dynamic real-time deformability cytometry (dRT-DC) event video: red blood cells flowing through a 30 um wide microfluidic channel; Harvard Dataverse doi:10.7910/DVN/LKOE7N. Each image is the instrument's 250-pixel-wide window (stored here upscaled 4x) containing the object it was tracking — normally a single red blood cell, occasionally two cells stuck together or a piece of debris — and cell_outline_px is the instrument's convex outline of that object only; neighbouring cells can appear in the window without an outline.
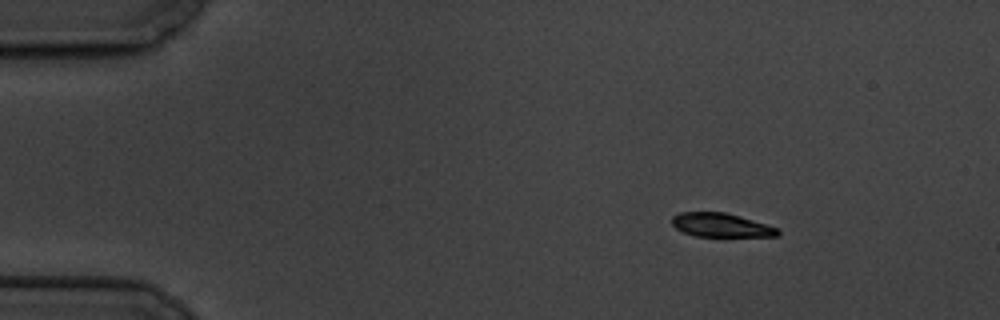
{"species": "common noctule bat (a hibernating species)", "species_latin": "Nyctalus noctula", "temperature_condition": "cold", "stored_images_in_passage": 6, "camera_frame_rate_fps": 3000, "um_per_image_px": 0.085, "animal": {"sex": "male", "body_mass_g": 19.5, "forearm_length_mm": 54.6}, "frame": {"image": 1, "passage_image": 1, "time_ms": 0.0, "image_size_px": [1000, 320], "cell_outline_px": [[780, 236], [696, 236], [684, 232], [676, 228], [672, 224], [672, 216], [680, 212], [724, 212], [740, 216], [780, 228]], "centroid_in_image_um": [61.32, 19.13], "position_along_channel_um": 23.7, "area_um2": 14.68}}
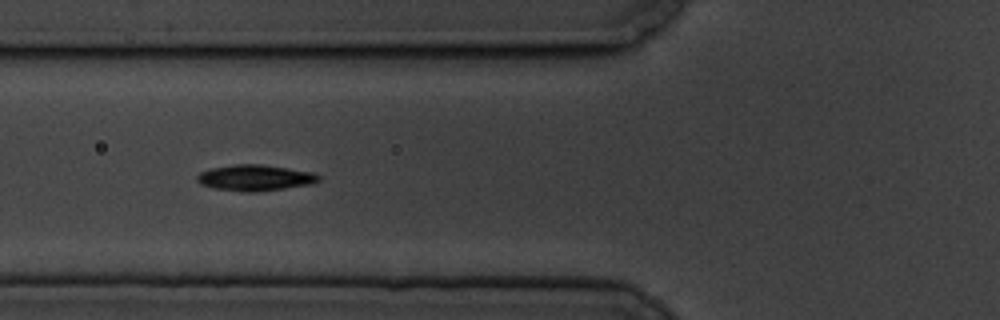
{"frame": {"image": 2, "passage_image": 5, "time_ms": 4.667, "image_size_px": [1000, 320], "cell_outline_px": [[320, 180], [312, 184], [256, 192], [248, 192], [212, 188], [200, 184], [196, 180], [196, 176], [200, 172], [212, 168], [232, 164], [260, 164], [288, 168], [312, 172], [320, 176]], "centroid_in_image_um": [21.66, 15.11], "position_along_channel_um": 104.1, "area_um2": 18.44}}
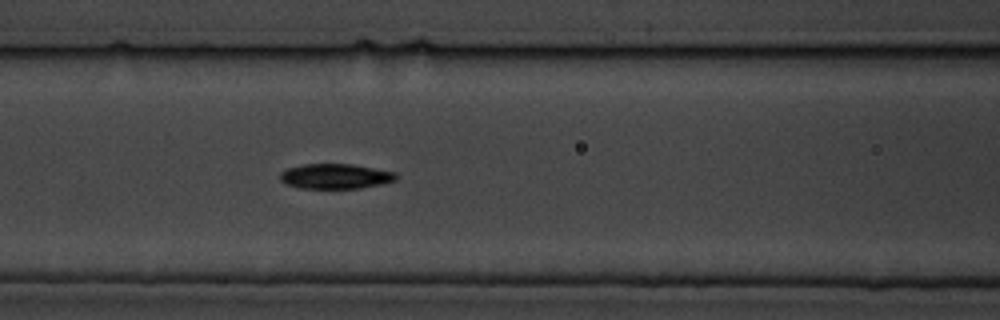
{"frame": {"image": 3, "passage_image": 6, "time_ms": 5.667, "image_size_px": [1000, 320], "cell_outline_px": [[396, 180], [380, 184], [360, 188], [300, 188], [284, 184], [280, 180], [280, 172], [288, 168], [304, 164], [352, 164], [396, 172]], "centroid_in_image_um": [28.48, 14.98], "position_along_channel_um": 138.1, "area_um2": 16.88}}